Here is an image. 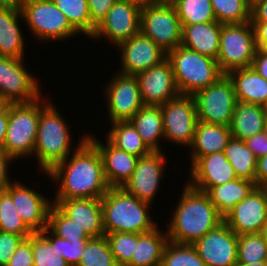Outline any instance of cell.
<instances>
[{"label":"cell","mask_w":267,"mask_h":266,"mask_svg":"<svg viewBox=\"0 0 267 266\" xmlns=\"http://www.w3.org/2000/svg\"><path fill=\"white\" fill-rule=\"evenodd\" d=\"M159 227L146 233H135V250L126 266H161L162 254L168 242L167 232Z\"/></svg>","instance_id":"cell-29"},{"label":"cell","mask_w":267,"mask_h":266,"mask_svg":"<svg viewBox=\"0 0 267 266\" xmlns=\"http://www.w3.org/2000/svg\"><path fill=\"white\" fill-rule=\"evenodd\" d=\"M216 21L222 24L250 21L249 0H210Z\"/></svg>","instance_id":"cell-38"},{"label":"cell","mask_w":267,"mask_h":266,"mask_svg":"<svg viewBox=\"0 0 267 266\" xmlns=\"http://www.w3.org/2000/svg\"><path fill=\"white\" fill-rule=\"evenodd\" d=\"M53 203L91 238L105 235L101 198L54 199Z\"/></svg>","instance_id":"cell-22"},{"label":"cell","mask_w":267,"mask_h":266,"mask_svg":"<svg viewBox=\"0 0 267 266\" xmlns=\"http://www.w3.org/2000/svg\"><path fill=\"white\" fill-rule=\"evenodd\" d=\"M6 191L10 194L21 219L33 232H41L47 228L53 202L18 180L12 182Z\"/></svg>","instance_id":"cell-20"},{"label":"cell","mask_w":267,"mask_h":266,"mask_svg":"<svg viewBox=\"0 0 267 266\" xmlns=\"http://www.w3.org/2000/svg\"><path fill=\"white\" fill-rule=\"evenodd\" d=\"M142 0H117L91 38L106 37L118 46L140 32Z\"/></svg>","instance_id":"cell-12"},{"label":"cell","mask_w":267,"mask_h":266,"mask_svg":"<svg viewBox=\"0 0 267 266\" xmlns=\"http://www.w3.org/2000/svg\"><path fill=\"white\" fill-rule=\"evenodd\" d=\"M164 140L188 146L192 145L198 121L192 95L178 94L161 106Z\"/></svg>","instance_id":"cell-11"},{"label":"cell","mask_w":267,"mask_h":266,"mask_svg":"<svg viewBox=\"0 0 267 266\" xmlns=\"http://www.w3.org/2000/svg\"><path fill=\"white\" fill-rule=\"evenodd\" d=\"M135 77L144 105L162 106L180 94L171 63L167 57L146 71L135 75Z\"/></svg>","instance_id":"cell-17"},{"label":"cell","mask_w":267,"mask_h":266,"mask_svg":"<svg viewBox=\"0 0 267 266\" xmlns=\"http://www.w3.org/2000/svg\"><path fill=\"white\" fill-rule=\"evenodd\" d=\"M224 154L237 178L255 183L257 158L243 140L231 137L224 149Z\"/></svg>","instance_id":"cell-33"},{"label":"cell","mask_w":267,"mask_h":266,"mask_svg":"<svg viewBox=\"0 0 267 266\" xmlns=\"http://www.w3.org/2000/svg\"><path fill=\"white\" fill-rule=\"evenodd\" d=\"M118 49L121 55V74L137 75L146 71L152 66L160 63L167 57L153 40L141 32L119 44Z\"/></svg>","instance_id":"cell-19"},{"label":"cell","mask_w":267,"mask_h":266,"mask_svg":"<svg viewBox=\"0 0 267 266\" xmlns=\"http://www.w3.org/2000/svg\"><path fill=\"white\" fill-rule=\"evenodd\" d=\"M173 6L181 25L216 21L210 0H179Z\"/></svg>","instance_id":"cell-36"},{"label":"cell","mask_w":267,"mask_h":266,"mask_svg":"<svg viewBox=\"0 0 267 266\" xmlns=\"http://www.w3.org/2000/svg\"><path fill=\"white\" fill-rule=\"evenodd\" d=\"M8 126V110L0 115V151H3Z\"/></svg>","instance_id":"cell-54"},{"label":"cell","mask_w":267,"mask_h":266,"mask_svg":"<svg viewBox=\"0 0 267 266\" xmlns=\"http://www.w3.org/2000/svg\"><path fill=\"white\" fill-rule=\"evenodd\" d=\"M250 22H267V0L251 2Z\"/></svg>","instance_id":"cell-50"},{"label":"cell","mask_w":267,"mask_h":266,"mask_svg":"<svg viewBox=\"0 0 267 266\" xmlns=\"http://www.w3.org/2000/svg\"><path fill=\"white\" fill-rule=\"evenodd\" d=\"M105 233H146L156 228L150 218L151 204L125 192L121 187H111L101 198Z\"/></svg>","instance_id":"cell-4"},{"label":"cell","mask_w":267,"mask_h":266,"mask_svg":"<svg viewBox=\"0 0 267 266\" xmlns=\"http://www.w3.org/2000/svg\"><path fill=\"white\" fill-rule=\"evenodd\" d=\"M87 241H68L56 236V249L69 266H78Z\"/></svg>","instance_id":"cell-44"},{"label":"cell","mask_w":267,"mask_h":266,"mask_svg":"<svg viewBox=\"0 0 267 266\" xmlns=\"http://www.w3.org/2000/svg\"><path fill=\"white\" fill-rule=\"evenodd\" d=\"M77 145L70 159L68 156L45 173L59 186L55 199L102 198L111 187L101 155L85 134Z\"/></svg>","instance_id":"cell-1"},{"label":"cell","mask_w":267,"mask_h":266,"mask_svg":"<svg viewBox=\"0 0 267 266\" xmlns=\"http://www.w3.org/2000/svg\"><path fill=\"white\" fill-rule=\"evenodd\" d=\"M66 15L71 26L91 38L96 26L91 22L87 0H52Z\"/></svg>","instance_id":"cell-35"},{"label":"cell","mask_w":267,"mask_h":266,"mask_svg":"<svg viewBox=\"0 0 267 266\" xmlns=\"http://www.w3.org/2000/svg\"><path fill=\"white\" fill-rule=\"evenodd\" d=\"M24 238L20 235L0 231V266H6Z\"/></svg>","instance_id":"cell-45"},{"label":"cell","mask_w":267,"mask_h":266,"mask_svg":"<svg viewBox=\"0 0 267 266\" xmlns=\"http://www.w3.org/2000/svg\"><path fill=\"white\" fill-rule=\"evenodd\" d=\"M251 67L267 80V52L257 49Z\"/></svg>","instance_id":"cell-53"},{"label":"cell","mask_w":267,"mask_h":266,"mask_svg":"<svg viewBox=\"0 0 267 266\" xmlns=\"http://www.w3.org/2000/svg\"><path fill=\"white\" fill-rule=\"evenodd\" d=\"M106 140L117 149L139 158L152 152L130 121L111 123Z\"/></svg>","instance_id":"cell-32"},{"label":"cell","mask_w":267,"mask_h":266,"mask_svg":"<svg viewBox=\"0 0 267 266\" xmlns=\"http://www.w3.org/2000/svg\"><path fill=\"white\" fill-rule=\"evenodd\" d=\"M266 260L267 245L260 233L238 235V262L256 264Z\"/></svg>","instance_id":"cell-42"},{"label":"cell","mask_w":267,"mask_h":266,"mask_svg":"<svg viewBox=\"0 0 267 266\" xmlns=\"http://www.w3.org/2000/svg\"><path fill=\"white\" fill-rule=\"evenodd\" d=\"M87 139L98 149L103 163L104 174L110 187H122L132 176L139 157L117 149L108 140L103 144L94 135Z\"/></svg>","instance_id":"cell-23"},{"label":"cell","mask_w":267,"mask_h":266,"mask_svg":"<svg viewBox=\"0 0 267 266\" xmlns=\"http://www.w3.org/2000/svg\"><path fill=\"white\" fill-rule=\"evenodd\" d=\"M260 234L263 237V240L267 245V218H266V221L264 222V225L262 226Z\"/></svg>","instance_id":"cell-58"},{"label":"cell","mask_w":267,"mask_h":266,"mask_svg":"<svg viewBox=\"0 0 267 266\" xmlns=\"http://www.w3.org/2000/svg\"><path fill=\"white\" fill-rule=\"evenodd\" d=\"M10 102L0 95V115H3L9 108Z\"/></svg>","instance_id":"cell-56"},{"label":"cell","mask_w":267,"mask_h":266,"mask_svg":"<svg viewBox=\"0 0 267 266\" xmlns=\"http://www.w3.org/2000/svg\"><path fill=\"white\" fill-rule=\"evenodd\" d=\"M23 61L0 56V95L10 103H28L41 97L38 81L24 67Z\"/></svg>","instance_id":"cell-13"},{"label":"cell","mask_w":267,"mask_h":266,"mask_svg":"<svg viewBox=\"0 0 267 266\" xmlns=\"http://www.w3.org/2000/svg\"><path fill=\"white\" fill-rule=\"evenodd\" d=\"M161 266H206L191 244L168 241L162 254Z\"/></svg>","instance_id":"cell-41"},{"label":"cell","mask_w":267,"mask_h":266,"mask_svg":"<svg viewBox=\"0 0 267 266\" xmlns=\"http://www.w3.org/2000/svg\"><path fill=\"white\" fill-rule=\"evenodd\" d=\"M234 266H267V260L262 261V262H257L256 264H247V263H241L237 261Z\"/></svg>","instance_id":"cell-57"},{"label":"cell","mask_w":267,"mask_h":266,"mask_svg":"<svg viewBox=\"0 0 267 266\" xmlns=\"http://www.w3.org/2000/svg\"><path fill=\"white\" fill-rule=\"evenodd\" d=\"M22 19L21 10L0 8V56L24 59L25 38L19 26Z\"/></svg>","instance_id":"cell-28"},{"label":"cell","mask_w":267,"mask_h":266,"mask_svg":"<svg viewBox=\"0 0 267 266\" xmlns=\"http://www.w3.org/2000/svg\"><path fill=\"white\" fill-rule=\"evenodd\" d=\"M105 237L117 265L126 266L131 261L135 250V233H105Z\"/></svg>","instance_id":"cell-43"},{"label":"cell","mask_w":267,"mask_h":266,"mask_svg":"<svg viewBox=\"0 0 267 266\" xmlns=\"http://www.w3.org/2000/svg\"><path fill=\"white\" fill-rule=\"evenodd\" d=\"M24 0H0V8L21 10Z\"/></svg>","instance_id":"cell-55"},{"label":"cell","mask_w":267,"mask_h":266,"mask_svg":"<svg viewBox=\"0 0 267 266\" xmlns=\"http://www.w3.org/2000/svg\"><path fill=\"white\" fill-rule=\"evenodd\" d=\"M174 211L166 232L168 241L177 244L192 245L224 222L207 193L188 183Z\"/></svg>","instance_id":"cell-2"},{"label":"cell","mask_w":267,"mask_h":266,"mask_svg":"<svg viewBox=\"0 0 267 266\" xmlns=\"http://www.w3.org/2000/svg\"><path fill=\"white\" fill-rule=\"evenodd\" d=\"M255 187L252 181L236 178L223 185L212 186L206 193L211 203L217 208L219 215L224 219L235 205L246 198Z\"/></svg>","instance_id":"cell-30"},{"label":"cell","mask_w":267,"mask_h":266,"mask_svg":"<svg viewBox=\"0 0 267 266\" xmlns=\"http://www.w3.org/2000/svg\"><path fill=\"white\" fill-rule=\"evenodd\" d=\"M39 121V98L28 103H11L3 151L13 160L33 155Z\"/></svg>","instance_id":"cell-6"},{"label":"cell","mask_w":267,"mask_h":266,"mask_svg":"<svg viewBox=\"0 0 267 266\" xmlns=\"http://www.w3.org/2000/svg\"><path fill=\"white\" fill-rule=\"evenodd\" d=\"M179 0H159V2L164 3V4H169V5H174L176 2Z\"/></svg>","instance_id":"cell-59"},{"label":"cell","mask_w":267,"mask_h":266,"mask_svg":"<svg viewBox=\"0 0 267 266\" xmlns=\"http://www.w3.org/2000/svg\"><path fill=\"white\" fill-rule=\"evenodd\" d=\"M231 80L237 101L265 106L267 80L252 67L232 70L226 74Z\"/></svg>","instance_id":"cell-26"},{"label":"cell","mask_w":267,"mask_h":266,"mask_svg":"<svg viewBox=\"0 0 267 266\" xmlns=\"http://www.w3.org/2000/svg\"><path fill=\"white\" fill-rule=\"evenodd\" d=\"M255 30L256 47L267 52V22H251Z\"/></svg>","instance_id":"cell-51"},{"label":"cell","mask_w":267,"mask_h":266,"mask_svg":"<svg viewBox=\"0 0 267 266\" xmlns=\"http://www.w3.org/2000/svg\"><path fill=\"white\" fill-rule=\"evenodd\" d=\"M21 14L34 38L40 41H61L79 35L52 0H24Z\"/></svg>","instance_id":"cell-9"},{"label":"cell","mask_w":267,"mask_h":266,"mask_svg":"<svg viewBox=\"0 0 267 266\" xmlns=\"http://www.w3.org/2000/svg\"><path fill=\"white\" fill-rule=\"evenodd\" d=\"M162 151H152L138 159L132 176L121 187L125 192L136 196L141 201L153 203L164 176L165 155Z\"/></svg>","instance_id":"cell-16"},{"label":"cell","mask_w":267,"mask_h":266,"mask_svg":"<svg viewBox=\"0 0 267 266\" xmlns=\"http://www.w3.org/2000/svg\"><path fill=\"white\" fill-rule=\"evenodd\" d=\"M129 121L152 151H161L158 142L161 137L164 140L161 106L144 105Z\"/></svg>","instance_id":"cell-31"},{"label":"cell","mask_w":267,"mask_h":266,"mask_svg":"<svg viewBox=\"0 0 267 266\" xmlns=\"http://www.w3.org/2000/svg\"><path fill=\"white\" fill-rule=\"evenodd\" d=\"M265 106L237 101L230 123L231 136L246 140L266 129Z\"/></svg>","instance_id":"cell-27"},{"label":"cell","mask_w":267,"mask_h":266,"mask_svg":"<svg viewBox=\"0 0 267 266\" xmlns=\"http://www.w3.org/2000/svg\"><path fill=\"white\" fill-rule=\"evenodd\" d=\"M91 22L97 27L117 0H87Z\"/></svg>","instance_id":"cell-47"},{"label":"cell","mask_w":267,"mask_h":266,"mask_svg":"<svg viewBox=\"0 0 267 266\" xmlns=\"http://www.w3.org/2000/svg\"><path fill=\"white\" fill-rule=\"evenodd\" d=\"M181 26L183 47L217 59L222 23L212 21Z\"/></svg>","instance_id":"cell-24"},{"label":"cell","mask_w":267,"mask_h":266,"mask_svg":"<svg viewBox=\"0 0 267 266\" xmlns=\"http://www.w3.org/2000/svg\"><path fill=\"white\" fill-rule=\"evenodd\" d=\"M192 245L206 266H234L237 262L238 235L225 222Z\"/></svg>","instance_id":"cell-15"},{"label":"cell","mask_w":267,"mask_h":266,"mask_svg":"<svg viewBox=\"0 0 267 266\" xmlns=\"http://www.w3.org/2000/svg\"><path fill=\"white\" fill-rule=\"evenodd\" d=\"M256 50L255 30L250 21L222 24L216 61L223 74L251 67Z\"/></svg>","instance_id":"cell-7"},{"label":"cell","mask_w":267,"mask_h":266,"mask_svg":"<svg viewBox=\"0 0 267 266\" xmlns=\"http://www.w3.org/2000/svg\"><path fill=\"white\" fill-rule=\"evenodd\" d=\"M117 73L104 90L111 123L129 121L144 106L136 77Z\"/></svg>","instance_id":"cell-14"},{"label":"cell","mask_w":267,"mask_h":266,"mask_svg":"<svg viewBox=\"0 0 267 266\" xmlns=\"http://www.w3.org/2000/svg\"><path fill=\"white\" fill-rule=\"evenodd\" d=\"M78 266H118L105 235L87 241Z\"/></svg>","instance_id":"cell-40"},{"label":"cell","mask_w":267,"mask_h":266,"mask_svg":"<svg viewBox=\"0 0 267 266\" xmlns=\"http://www.w3.org/2000/svg\"><path fill=\"white\" fill-rule=\"evenodd\" d=\"M255 185L267 188V154L257 159Z\"/></svg>","instance_id":"cell-52"},{"label":"cell","mask_w":267,"mask_h":266,"mask_svg":"<svg viewBox=\"0 0 267 266\" xmlns=\"http://www.w3.org/2000/svg\"><path fill=\"white\" fill-rule=\"evenodd\" d=\"M0 231L28 238L33 231L24 223L7 191L0 193Z\"/></svg>","instance_id":"cell-39"},{"label":"cell","mask_w":267,"mask_h":266,"mask_svg":"<svg viewBox=\"0 0 267 266\" xmlns=\"http://www.w3.org/2000/svg\"><path fill=\"white\" fill-rule=\"evenodd\" d=\"M192 96L199 121L230 126L237 98L233 84L226 74Z\"/></svg>","instance_id":"cell-10"},{"label":"cell","mask_w":267,"mask_h":266,"mask_svg":"<svg viewBox=\"0 0 267 266\" xmlns=\"http://www.w3.org/2000/svg\"><path fill=\"white\" fill-rule=\"evenodd\" d=\"M229 126L197 121L190 151L191 165L200 157L224 151L231 138Z\"/></svg>","instance_id":"cell-25"},{"label":"cell","mask_w":267,"mask_h":266,"mask_svg":"<svg viewBox=\"0 0 267 266\" xmlns=\"http://www.w3.org/2000/svg\"><path fill=\"white\" fill-rule=\"evenodd\" d=\"M267 218V188L255 187L237 203L224 222L237 235L260 233Z\"/></svg>","instance_id":"cell-18"},{"label":"cell","mask_w":267,"mask_h":266,"mask_svg":"<svg viewBox=\"0 0 267 266\" xmlns=\"http://www.w3.org/2000/svg\"><path fill=\"white\" fill-rule=\"evenodd\" d=\"M265 114H266V121H265V125H266V130H267V109H265Z\"/></svg>","instance_id":"cell-60"},{"label":"cell","mask_w":267,"mask_h":266,"mask_svg":"<svg viewBox=\"0 0 267 266\" xmlns=\"http://www.w3.org/2000/svg\"><path fill=\"white\" fill-rule=\"evenodd\" d=\"M6 266H34L31 235L21 241Z\"/></svg>","instance_id":"cell-46"},{"label":"cell","mask_w":267,"mask_h":266,"mask_svg":"<svg viewBox=\"0 0 267 266\" xmlns=\"http://www.w3.org/2000/svg\"><path fill=\"white\" fill-rule=\"evenodd\" d=\"M140 32L168 53L181 45L182 26L174 6L159 1H143Z\"/></svg>","instance_id":"cell-8"},{"label":"cell","mask_w":267,"mask_h":266,"mask_svg":"<svg viewBox=\"0 0 267 266\" xmlns=\"http://www.w3.org/2000/svg\"><path fill=\"white\" fill-rule=\"evenodd\" d=\"M31 244L34 266H69L56 249V235L48 228L41 232H33Z\"/></svg>","instance_id":"cell-34"},{"label":"cell","mask_w":267,"mask_h":266,"mask_svg":"<svg viewBox=\"0 0 267 266\" xmlns=\"http://www.w3.org/2000/svg\"><path fill=\"white\" fill-rule=\"evenodd\" d=\"M190 167L191 180L187 183L205 192L212 186L223 185L237 178L224 151L202 156Z\"/></svg>","instance_id":"cell-21"},{"label":"cell","mask_w":267,"mask_h":266,"mask_svg":"<svg viewBox=\"0 0 267 266\" xmlns=\"http://www.w3.org/2000/svg\"><path fill=\"white\" fill-rule=\"evenodd\" d=\"M180 94L193 95L215 83L224 74L216 59L178 46L167 53Z\"/></svg>","instance_id":"cell-5"},{"label":"cell","mask_w":267,"mask_h":266,"mask_svg":"<svg viewBox=\"0 0 267 266\" xmlns=\"http://www.w3.org/2000/svg\"><path fill=\"white\" fill-rule=\"evenodd\" d=\"M47 228L57 237L68 241L89 240L91 238L82 227L66 216L54 203L49 211Z\"/></svg>","instance_id":"cell-37"},{"label":"cell","mask_w":267,"mask_h":266,"mask_svg":"<svg viewBox=\"0 0 267 266\" xmlns=\"http://www.w3.org/2000/svg\"><path fill=\"white\" fill-rule=\"evenodd\" d=\"M12 161L13 159L4 151H0V193L6 191L9 185L13 182L10 180V176H8V166Z\"/></svg>","instance_id":"cell-49"},{"label":"cell","mask_w":267,"mask_h":266,"mask_svg":"<svg viewBox=\"0 0 267 266\" xmlns=\"http://www.w3.org/2000/svg\"><path fill=\"white\" fill-rule=\"evenodd\" d=\"M246 146L252 151L257 159L267 154V130L259 132L244 140Z\"/></svg>","instance_id":"cell-48"},{"label":"cell","mask_w":267,"mask_h":266,"mask_svg":"<svg viewBox=\"0 0 267 266\" xmlns=\"http://www.w3.org/2000/svg\"><path fill=\"white\" fill-rule=\"evenodd\" d=\"M40 99H43L42 96L39 98V121L33 157L35 155L37 158L41 171L48 173L71 155L72 141L68 124L52 101L43 99L42 102Z\"/></svg>","instance_id":"cell-3"}]
</instances>
